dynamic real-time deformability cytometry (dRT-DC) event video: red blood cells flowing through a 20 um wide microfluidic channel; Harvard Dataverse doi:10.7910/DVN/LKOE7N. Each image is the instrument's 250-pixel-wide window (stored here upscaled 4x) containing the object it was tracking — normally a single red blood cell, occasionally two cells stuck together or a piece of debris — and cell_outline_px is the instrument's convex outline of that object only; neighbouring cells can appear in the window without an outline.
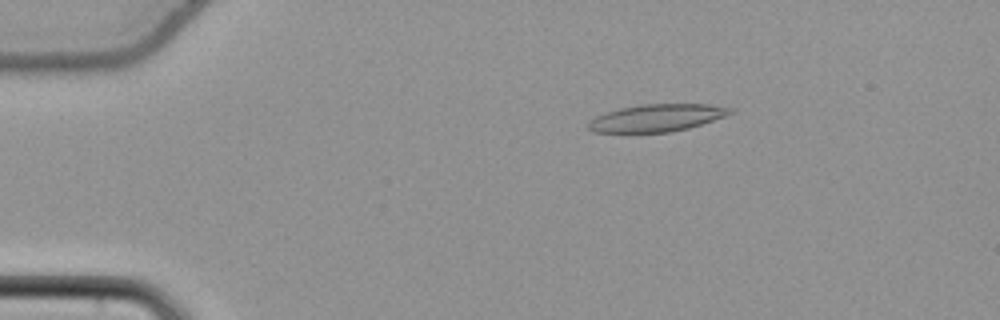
{"species": "common noctule bat (a hibernating species)", "species_latin": "Nyctalus noctula", "temperature_condition": "cold", "stored_images_in_passage": 54, "camera_frame_rate_fps": 3000, "um_per_image_px": 0.085, "animal": {"sex": "female", "body_mass_g": 22.7, "forearm_length_mm": 54.2}, "frame": {"image": 1, "passage_image": 10, "time_ms": 3.0, "image_size_px": [1000, 320], "cell_outline_px": [[736, 112], [688, 128], [672, 132], [592, 132], [588, 128], [588, 124], [596, 116], [620, 108], [640, 104], [708, 104], [736, 108]], "centroid_in_image_um": [55.88, 10.01], "position_along_channel_um": 29.1, "area_um2": 22.48}}
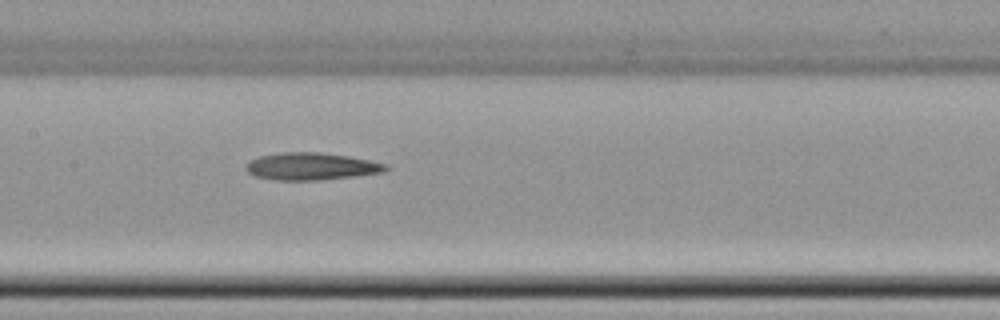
{"frame": {"image": 2, "passage_image": 27, "time_ms": 8.667, "image_size_px": [1000, 320], "cell_outline_px": [[388, 168], [384, 172], [320, 180], [276, 180], [256, 176], [248, 172], [244, 168], [244, 164], [248, 160], [260, 156], [284, 152], [320, 152], [348, 156], [388, 164]], "centroid_in_image_um": [26.42, 14.14], "position_along_channel_um": 181.0, "area_um2": 22.2}}
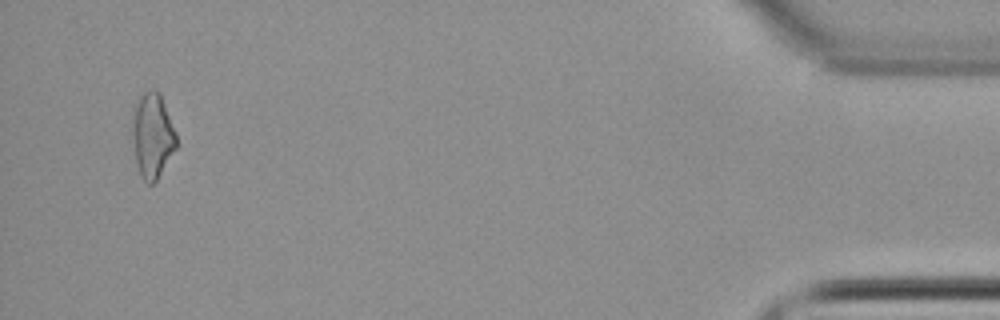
{"frame": {"image": 3, "passage_image": 52, "time_ms": 17.0, "image_size_px": [1000, 320], "cell_outline_px": [[176, 148], [156, 180], [152, 184], [148, 184], [140, 176], [136, 160], [132, 136], [132, 116], [136, 104], [140, 96], [144, 92], [152, 88], [156, 88], [160, 92], [176, 132]], "centroid_in_image_um": [12.95, 11.48], "position_along_channel_um": 422.2, "area_um2": 21.73}, "authors_computed_cell_mechanics": {"area_um2": 22.253, "velocity_mm_per_s": 3.8414, "shape_relaxation_time_tau1_ms": 6.8905, "shape_relaxation_time_tau2_ms": 8.105, "deformation_change_tau1": 0.1317, "deformation_change_tau2": 0.2026}}